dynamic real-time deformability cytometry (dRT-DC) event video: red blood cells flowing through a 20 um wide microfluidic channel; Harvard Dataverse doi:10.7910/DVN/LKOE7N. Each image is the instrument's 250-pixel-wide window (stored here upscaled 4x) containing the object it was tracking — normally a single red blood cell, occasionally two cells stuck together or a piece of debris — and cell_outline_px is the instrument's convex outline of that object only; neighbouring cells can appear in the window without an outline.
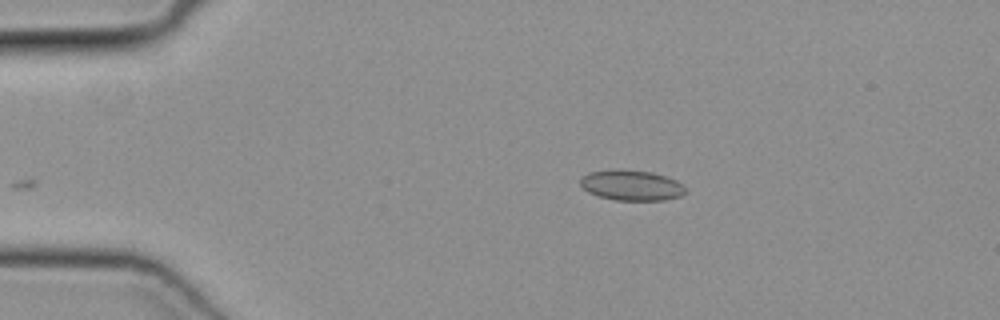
{"species": "common noctule bat (a hibernating species)", "species_latin": "Nyctalus noctula", "temperature_condition": "cold", "stored_images_in_passage": 36, "camera_frame_rate_fps": 3000, "um_per_image_px": 0.085, "animal": {"sex": "female", "body_mass_g": 19.3, "forearm_length_mm": 54.1}, "frame": {"image": 1, "passage_image": 1, "time_ms": 0.0, "image_size_px": [1000, 320], "cell_outline_px": [[688, 192], [680, 196], [664, 200], [616, 200], [596, 196], [588, 192], [580, 184], [580, 176], [588, 172], [652, 172], [676, 180]], "centroid_in_image_um": [53.68, 15.8], "position_along_channel_um": 31.3, "area_um2": 17.92}}
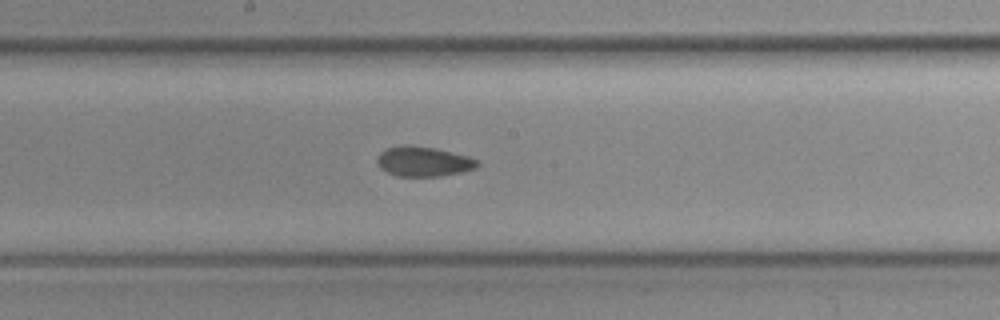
{"frame": {"image": 2, "passage_image": 18, "time_ms": 5.667, "image_size_px": [1000, 320], "cell_outline_px": [[480, 164], [476, 168], [460, 172], [440, 176], [396, 176], [380, 168], [376, 160], [376, 156], [380, 152], [388, 148], [404, 144], [436, 148], [468, 156], [476, 160]], "centroid_in_image_um": [35.97, 13.72], "position_along_channel_um": 212.2, "area_um2": 17.46}}
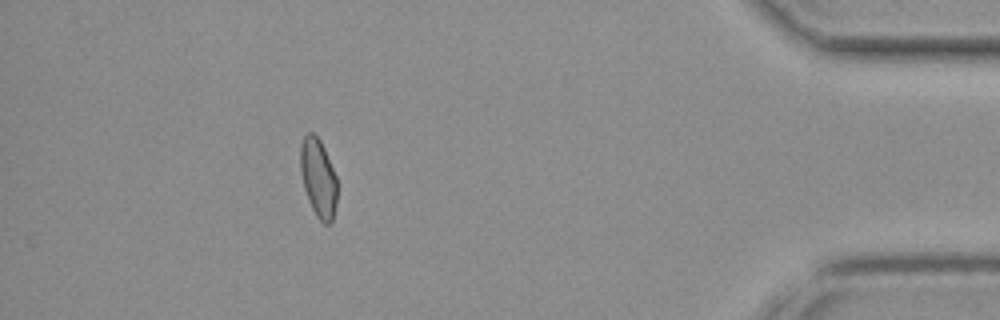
{"frame": {"image": 3, "passage_image": 36, "time_ms": 11.667, "image_size_px": [1000, 320], "cell_outline_px": [[336, 204], [332, 220], [328, 224], [324, 224], [316, 216], [308, 200], [304, 188], [300, 172], [300, 144], [304, 136], [308, 132], [312, 132], [320, 140], [324, 148], [336, 176]], "centroid_in_image_um": [27.03, 15.11], "position_along_channel_um": 408.2, "area_um2": 16.76}}